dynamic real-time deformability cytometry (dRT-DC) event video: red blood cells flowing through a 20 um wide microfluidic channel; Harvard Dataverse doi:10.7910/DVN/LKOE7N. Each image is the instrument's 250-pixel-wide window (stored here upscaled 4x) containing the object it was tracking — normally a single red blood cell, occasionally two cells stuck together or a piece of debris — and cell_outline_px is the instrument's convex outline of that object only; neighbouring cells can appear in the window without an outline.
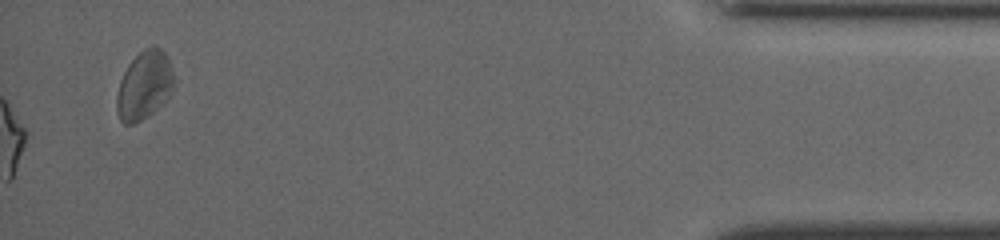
{"species": "common noctule bat (a hibernating species)", "species_latin": "Nyctalus noctula", "temperature_condition": "cold", "stored_images_in_passage": 37, "camera_frame_rate_fps": 3000, "um_per_image_px": 0.085, "animal": {"sex": "female", "body_mass_g": 19.5, "forearm_length_mm": 54.1}, "frame": {"image": 1, "passage_image": 37, "time_ms": 12.0, "image_size_px": [1000, 240], "cell_outline_px": [[176, 80], [168, 96], [148, 116], [132, 124], [124, 124], [120, 120], [116, 108], [116, 96], [120, 80], [128, 64], [144, 48], [152, 44], [160, 48], [168, 56]], "centroid_in_image_um": [12.27, 7.21], "position_along_channel_um": 422.9, "area_um2": 22.83}, "authors_computed_cell_mechanics": {"area_um2": 18.1492, "velocity_mm_per_s": 3.8799, "shape_relaxation_time_tau1_ms": 6.4703, "shape_relaxation_time_tau2_ms": 1.6754, "deformation_change_tau1": 0.1873, "deformation_change_tau2": 0.0869}}